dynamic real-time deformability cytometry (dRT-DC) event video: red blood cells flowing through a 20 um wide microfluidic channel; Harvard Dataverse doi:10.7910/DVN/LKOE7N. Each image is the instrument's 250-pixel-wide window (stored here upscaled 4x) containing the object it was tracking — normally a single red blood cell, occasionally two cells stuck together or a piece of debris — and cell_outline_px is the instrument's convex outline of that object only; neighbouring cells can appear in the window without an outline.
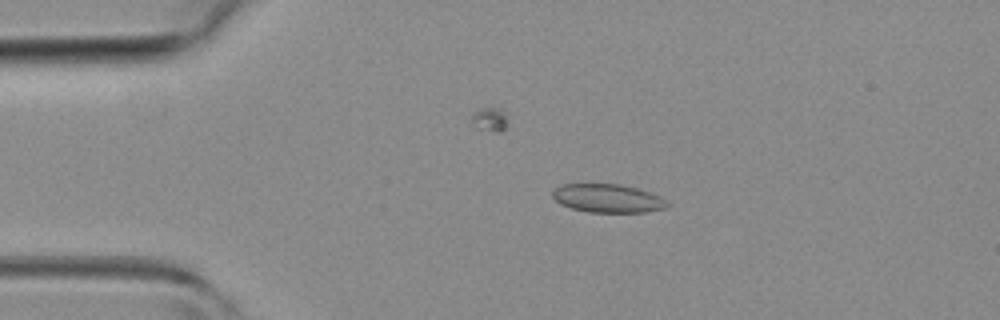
{"species": "common noctule bat (a hibernating species)", "species_latin": "Nyctalus noctula", "temperature_condition": "room temperature", "stored_images_in_passage": 42, "camera_frame_rate_fps": 3000, "um_per_image_px": 0.085, "animal": {"sex": "female", "body_mass_g": 19.3, "forearm_length_mm": 54.1}, "frame": {"image": 1, "passage_image": 8, "time_ms": 2.333, "image_size_px": [1000, 320], "cell_outline_px": [[668, 208], [644, 212], [588, 212], [572, 208], [560, 204], [552, 196], [552, 192], [560, 184], [620, 184], [636, 188], [660, 196], [668, 204]], "centroid_in_image_um": [51.64, 16.86], "position_along_channel_um": 33.4, "area_um2": 18.9}}
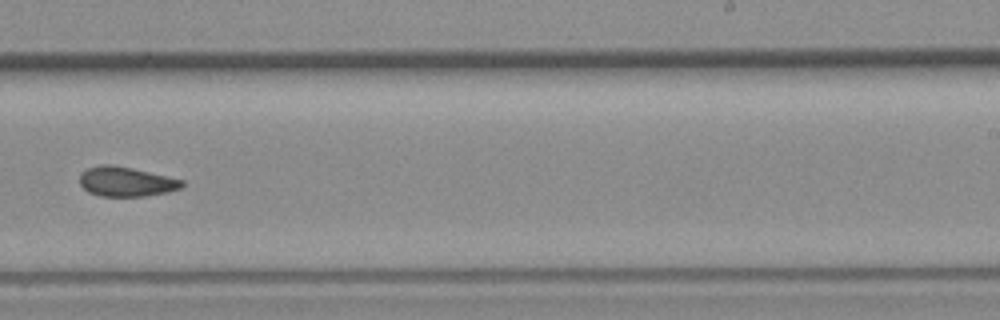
{"frame": {"image": 2, "passage_image": 26, "time_ms": 8.333, "image_size_px": [1000, 320], "cell_outline_px": [[184, 184], [180, 188], [168, 192], [144, 196], [100, 196], [88, 192], [80, 184], [80, 172], [88, 168], [100, 164], [112, 164], [132, 168], [168, 176], [184, 180]], "centroid_in_image_um": [10.71, 15.43], "position_along_channel_um": 278.3, "area_um2": 17.74}}
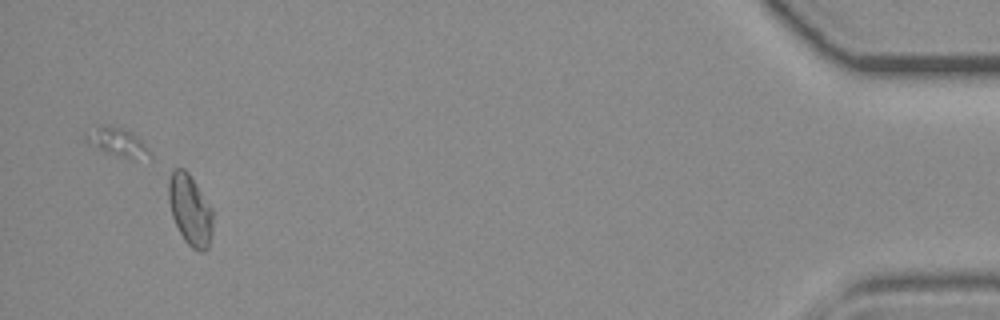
{"frame": {"image": 3, "passage_image": 40, "time_ms": 13.0, "image_size_px": [1000, 320], "cell_outline_px": [[212, 232], [208, 248], [204, 252], [200, 252], [192, 248], [184, 240], [172, 216], [168, 200], [168, 180], [172, 168], [184, 168], [188, 172], [212, 208]], "centroid_in_image_um": [16.14, 17.83], "position_along_channel_um": 419.1, "area_um2": 18.32}}